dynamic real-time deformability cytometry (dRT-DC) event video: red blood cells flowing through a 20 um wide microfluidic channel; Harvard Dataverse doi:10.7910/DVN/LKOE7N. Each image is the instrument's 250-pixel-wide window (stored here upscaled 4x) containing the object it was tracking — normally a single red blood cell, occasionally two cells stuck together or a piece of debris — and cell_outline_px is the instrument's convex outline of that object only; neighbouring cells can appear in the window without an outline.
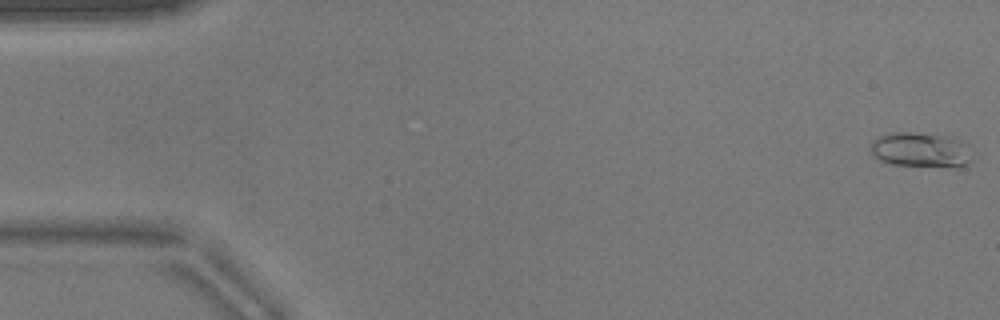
{"species": "common noctule bat (a hibernating species)", "species_latin": "Nyctalus noctula", "temperature_condition": "warm", "stored_images_in_passage": 52, "camera_frame_rate_fps": 3000, "um_per_image_px": 0.085, "animal": {"sex": "male", "body_mass_g": 17.9}, "frame": {"image": 1, "passage_image": 1, "time_ms": 0.0, "image_size_px": [1000, 320], "cell_outline_px": [[976, 152], [972, 160], [960, 168], [948, 168], [892, 164], [880, 160], [872, 156], [872, 140], [880, 136], [892, 132], [908, 132], [944, 136], [972, 144]], "centroid_in_image_um": [78.4, 12.77], "position_along_channel_um": 6.6, "area_um2": 21.33}}
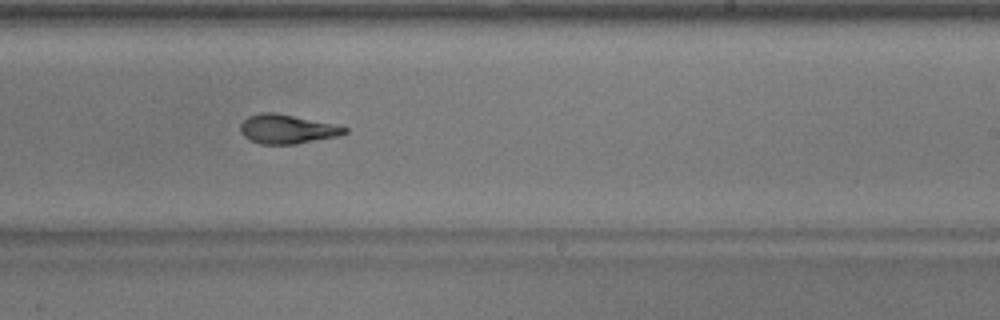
{"frame": {"image": 2, "passage_image": 32, "time_ms": 10.333, "image_size_px": [1000, 320], "cell_outline_px": [[348, 132], [336, 136], [292, 144], [260, 144], [248, 140], [240, 132], [240, 124], [248, 116], [264, 112], [276, 112], [340, 124], [348, 128]], "centroid_in_image_um": [24.41, 10.95], "position_along_channel_um": 264.6, "area_um2": 17.92}}
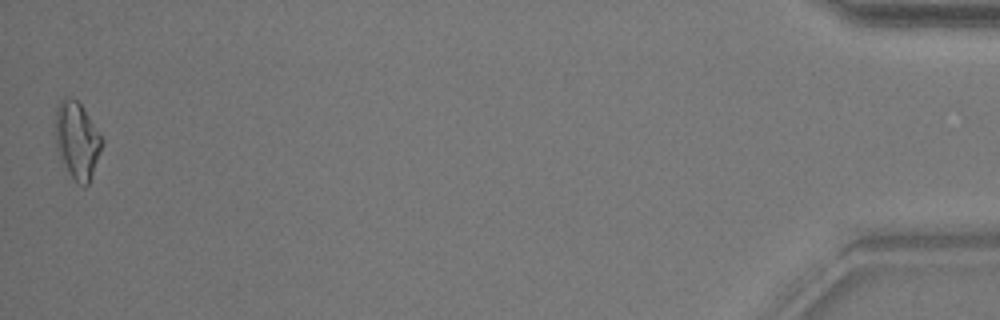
{"frame": {"image": 3, "passage_image": 52, "time_ms": 17.0, "image_size_px": [1000, 320], "cell_outline_px": [[104, 144], [88, 184], [84, 188], [68, 172], [56, 148], [56, 108], [60, 100], [64, 96], [76, 100], [80, 104], [104, 140]], "centroid_in_image_um": [6.56, 11.92], "position_along_channel_um": 428.6, "area_um2": 20.58}, "authors_computed_cell_mechanics": {"area_um2": 18.2359, "velocity_mm_per_s": 3.8576, "shape_relaxation_time_tau1_ms": 5.0195, "shape_relaxation_time_tau2_ms": 3.6024, "deformation_change_tau1": 0.1725, "deformation_change_tau2": 0.0813}}